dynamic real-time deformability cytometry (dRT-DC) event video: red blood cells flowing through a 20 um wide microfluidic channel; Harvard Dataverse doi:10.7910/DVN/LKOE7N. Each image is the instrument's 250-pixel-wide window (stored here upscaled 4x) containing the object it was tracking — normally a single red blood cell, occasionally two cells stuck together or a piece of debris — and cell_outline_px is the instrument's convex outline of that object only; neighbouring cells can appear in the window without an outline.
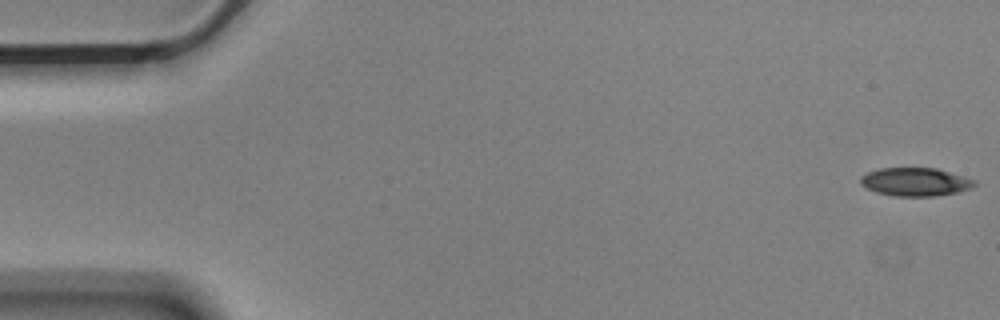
{"species": "Egyptian fruit bat (a non-hibernating species)", "species_latin": "Rousettus aegyptiacus", "temperature_condition": "cold", "stored_images_in_passage": 14, "camera_frame_rate_fps": 3000, "um_per_image_px": 0.085, "animal": {"sex": "male"}, "frame": {"image": 1, "passage_image": 1, "time_ms": 0.0, "image_size_px": [1000, 320], "cell_outline_px": [[976, 184], [972, 188], [956, 192], [932, 196], [896, 196], [876, 192], [864, 188], [860, 184], [860, 176], [868, 172], [880, 168], [936, 168], [964, 176], [976, 180]], "centroid_in_image_um": [77.78, 15.45], "position_along_channel_um": 7.2, "area_um2": 18.84}}
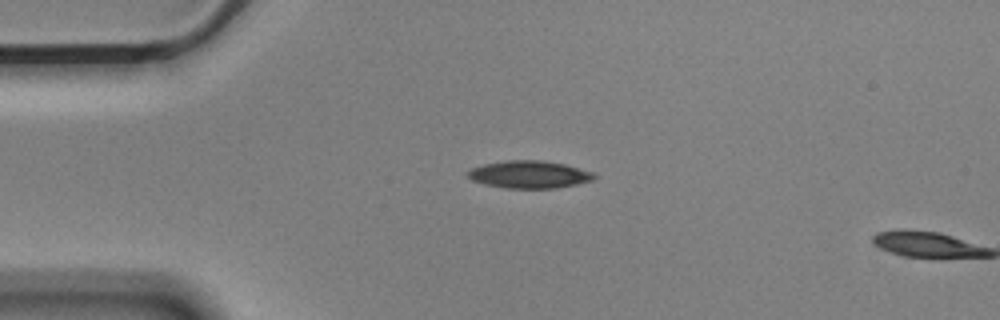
{"frame": {"image": 2, "passage_image": 13, "time_ms": 4.0, "image_size_px": [1000, 320], "cell_outline_px": [[596, 176], [592, 180], [576, 184], [556, 188], [504, 188], [484, 184], [472, 180], [468, 176], [468, 168], [484, 164], [504, 160], [544, 160], [564, 164], [592, 172]], "centroid_in_image_um": [44.94, 14.82], "position_along_channel_um": 40.1, "area_um2": 20.23}}